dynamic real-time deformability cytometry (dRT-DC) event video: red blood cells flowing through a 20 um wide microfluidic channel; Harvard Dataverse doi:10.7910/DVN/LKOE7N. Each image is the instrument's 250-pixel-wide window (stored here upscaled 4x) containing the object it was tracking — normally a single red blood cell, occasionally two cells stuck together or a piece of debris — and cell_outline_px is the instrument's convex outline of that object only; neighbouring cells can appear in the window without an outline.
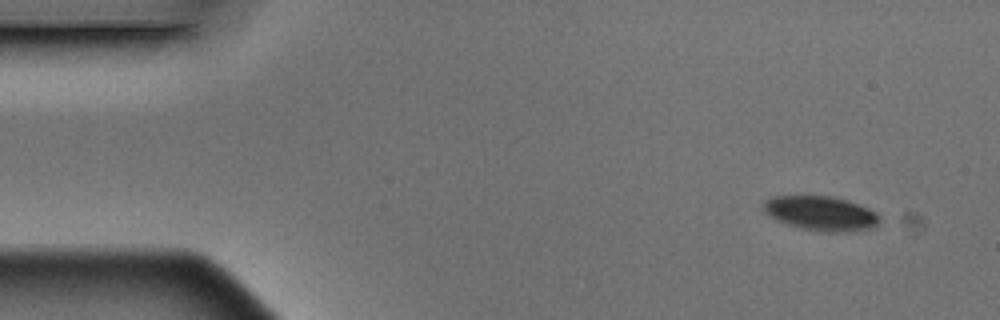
{"species": "Egyptian fruit bat (a non-hibernating species)", "species_latin": "Rousettus aegyptiacus", "temperature_condition": "warm", "stored_images_in_passage": 4, "camera_frame_rate_fps": 3000, "um_per_image_px": 0.085, "animal": {"sex": "male"}, "frame": {"image": 1, "passage_image": 1, "time_ms": 0.0, "image_size_px": [1000, 320], "cell_outline_px": [[880, 220], [876, 224], [868, 228], [848, 232], [820, 232], [800, 228], [776, 220], [764, 212], [764, 200], [772, 196], [828, 196], [848, 200], [876, 212]], "centroid_in_image_um": [69.74, 18.14], "position_along_channel_um": 15.3, "area_um2": 23.18}}
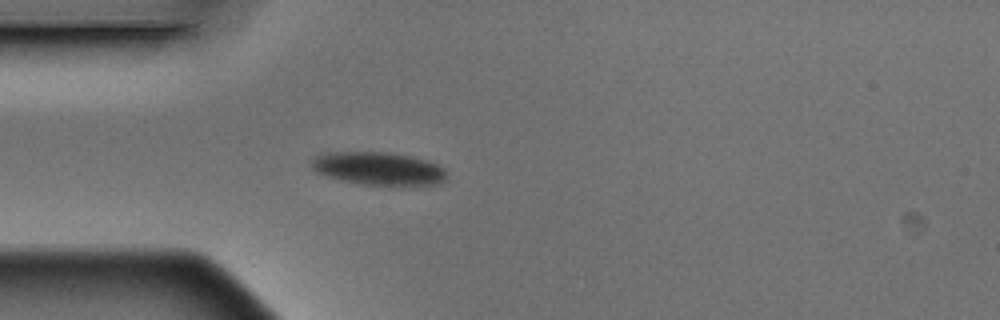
{"frame": {"image": 2, "passage_image": 4, "time_ms": 1.0, "image_size_px": [1000, 320], "cell_outline_px": [[448, 176], [440, 184], [360, 184], [340, 180], [316, 172], [312, 168], [312, 160], [320, 152], [388, 152], [408, 156], [424, 160], [436, 164], [444, 168]], "centroid_in_image_um": [32.13, 14.31], "position_along_channel_um": 52.9, "area_um2": 25.66}}